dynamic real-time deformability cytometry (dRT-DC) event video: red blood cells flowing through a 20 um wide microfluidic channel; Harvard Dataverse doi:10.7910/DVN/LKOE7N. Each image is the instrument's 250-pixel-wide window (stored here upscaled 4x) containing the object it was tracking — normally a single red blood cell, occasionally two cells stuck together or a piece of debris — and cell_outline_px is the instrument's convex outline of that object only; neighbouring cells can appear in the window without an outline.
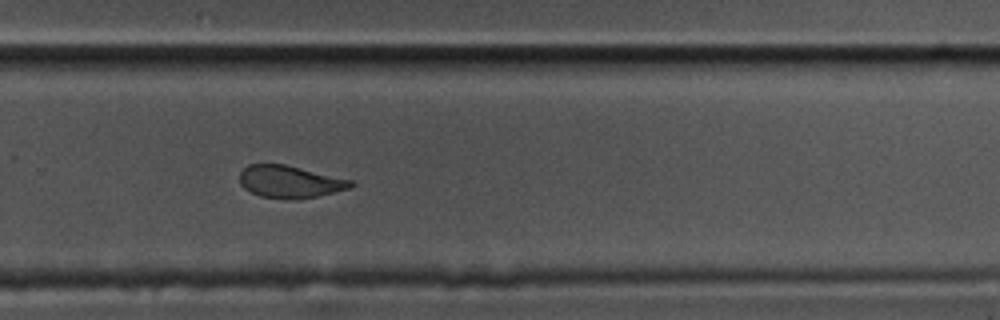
{"species": "common noctule bat (a hibernating species)", "species_latin": "Nyctalus noctula", "temperature_condition": "cold", "stored_images_in_passage": 41, "camera_frame_rate_fps": 3000, "um_per_image_px": 0.085, "animal": {"sex": "male", "body_mass_g": 17.5, "forearm_length_mm": 52.3}, "frame": {"image": 1, "passage_image": 24, "time_ms": 7.667, "image_size_px": [1000, 320], "cell_outline_px": [[356, 184], [352, 188], [316, 196], [296, 200], [292, 200], [260, 196], [244, 188], [240, 184], [240, 172], [248, 164], [284, 164], [352, 180]], "centroid_in_image_um": [24.65, 15.45], "position_along_channel_um": 305.2, "area_um2": 20.92}}
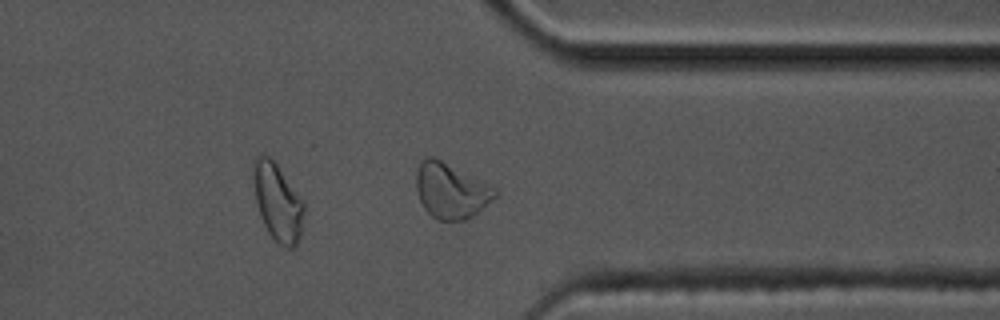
{"frame": {"image": 2, "passage_image": 30, "time_ms": 9.667, "image_size_px": [1000, 320], "cell_outline_px": [[496, 196], [472, 216], [464, 220], [436, 220], [424, 208], [420, 200], [416, 188], [416, 172], [420, 160], [428, 156], [432, 156], [496, 188]], "centroid_in_image_um": [38.28, 16.21], "position_along_channel_um": 373.1, "area_um2": 24.91}}
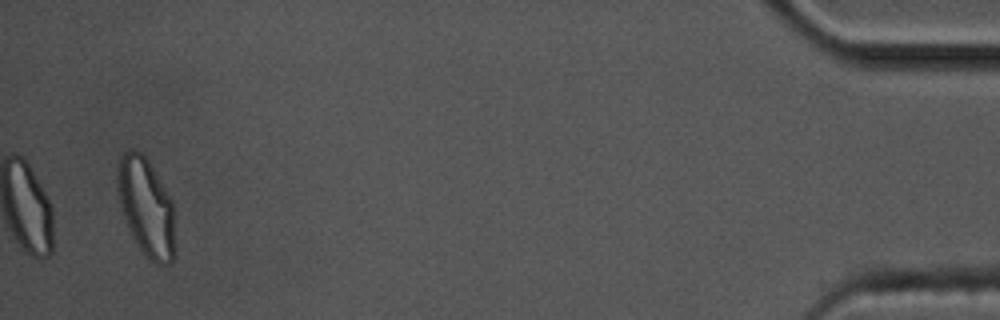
{"frame": {"image": 3, "passage_image": 41, "time_ms": 13.333, "image_size_px": [1000, 320], "cell_outline_px": [[176, 248], [172, 264], [156, 264], [148, 260], [144, 256], [136, 244], [128, 228], [124, 216], [116, 188], [116, 168], [120, 156], [128, 148], [136, 148], [148, 160], [172, 200]], "centroid_in_image_um": [12.42, 17.62], "position_along_channel_um": 422.8, "area_um2": 33.64}, "authors_computed_cell_mechanics": {"area_um2": 22.542, "velocity_mm_per_s": 3.5398, "shape_relaxation_time_tau1_ms": 5.8409, "shape_relaxation_time_tau2_ms": 1.1499, "deformation_change_tau1": 0.1404, "deformation_change_tau2": 0.0513}}